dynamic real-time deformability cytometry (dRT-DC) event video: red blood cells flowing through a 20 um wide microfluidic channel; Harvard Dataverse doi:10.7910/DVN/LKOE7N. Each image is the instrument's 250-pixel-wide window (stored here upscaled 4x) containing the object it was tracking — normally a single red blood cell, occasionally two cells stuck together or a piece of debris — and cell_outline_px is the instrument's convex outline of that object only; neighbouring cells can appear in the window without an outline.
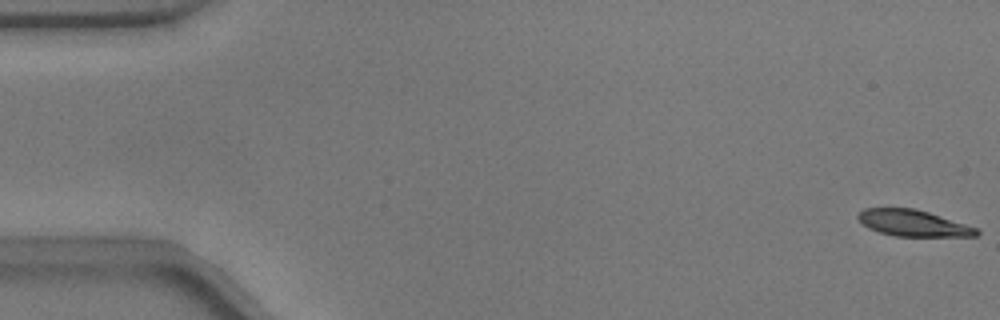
{"species": "common noctule bat (a hibernating species)", "species_latin": "Nyctalus noctula", "temperature_condition": "warm", "stored_images_in_passage": 54, "camera_frame_rate_fps": 3000, "um_per_image_px": 0.085, "animal": {"sex": "male", "body_mass_g": 17.9}, "frame": {"image": 1, "passage_image": 1, "time_ms": 0.0, "image_size_px": [1000, 320], "cell_outline_px": [[980, 232], [976, 236], [896, 236], [880, 232], [868, 228], [856, 216], [864, 208], [916, 208], [976, 228]], "centroid_in_image_um": [77.59, 18.96], "position_along_channel_um": 7.4, "area_um2": 17.86}}
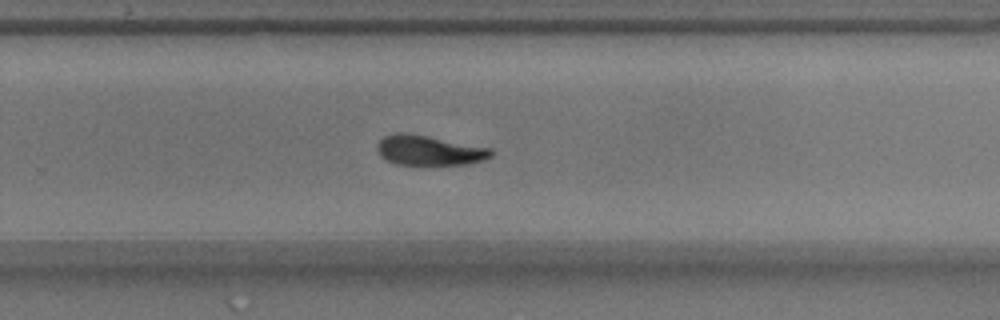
{"frame": {"image": 2, "passage_image": 35, "time_ms": 11.333, "image_size_px": [1000, 320], "cell_outline_px": [[492, 156], [484, 160], [468, 164], [396, 164], [380, 156], [376, 148], [376, 144], [384, 136], [396, 132], [408, 132], [492, 148]], "centroid_in_image_um": [36.47, 12.76], "position_along_channel_um": 293.3, "area_um2": 19.94}}
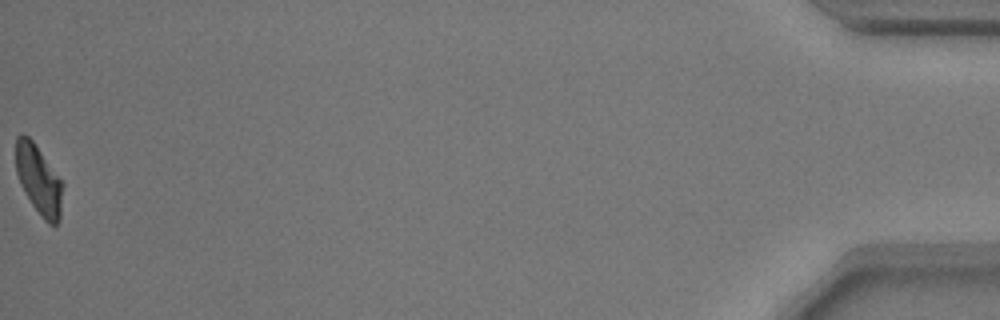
{"frame": {"image": 3, "passage_image": 54, "time_ms": 17.667, "image_size_px": [1000, 320], "cell_outline_px": [[64, 184], [60, 220], [56, 224], [48, 224], [44, 220], [32, 204], [24, 192], [20, 184], [16, 172], [16, 136], [20, 132], [24, 132], [32, 140]], "centroid_in_image_um": [3.29, 15.28], "position_along_channel_um": 431.9, "area_um2": 19.02}, "authors_computed_cell_mechanics": {"area_um2": 19.941, "velocity_mm_per_s": 3.7679, "shape_relaxation_time_tau1_ms": 3.333, "shape_relaxation_time_tau2_ms": 2.7572, "deformation_change_tau1": 0.1509, "deformation_change_tau2": 0.0942}}